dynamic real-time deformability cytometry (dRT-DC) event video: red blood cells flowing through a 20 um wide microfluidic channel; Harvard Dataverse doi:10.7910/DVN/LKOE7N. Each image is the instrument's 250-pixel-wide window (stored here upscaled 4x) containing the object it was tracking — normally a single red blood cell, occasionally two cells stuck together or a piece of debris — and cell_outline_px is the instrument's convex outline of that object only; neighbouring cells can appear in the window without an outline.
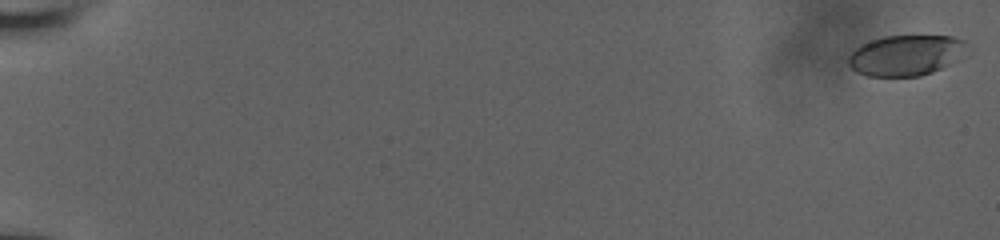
{"species": "human", "species_latin": "Homo sapiens", "temperature_condition": "room temperature", "stored_images_in_passage": 59, "camera_frame_rate_fps": 3000, "um_per_image_px": 0.085, "donor": {"sex": "male"}, "frame": {"image": 1, "passage_image": 2, "time_ms": 0.333, "image_size_px": [1000, 240], "cell_outline_px": [[964, 44], [960, 60], [932, 72], [920, 76], [868, 76], [856, 72], [848, 64], [848, 56], [860, 44], [884, 36], [952, 36], [964, 40]], "centroid_in_image_um": [76.96, 4.71], "position_along_channel_um": 8.0, "area_um2": 27.92}}
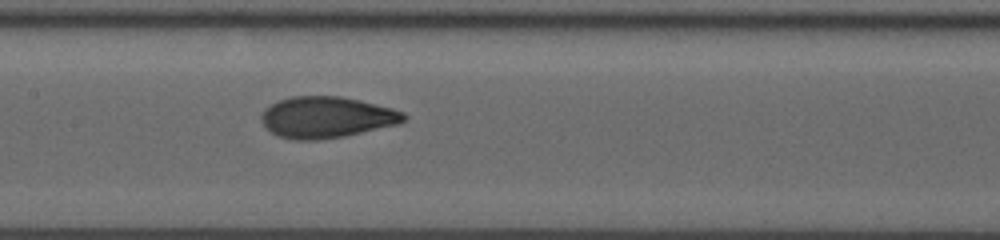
{"frame": {"image": 2, "passage_image": 33, "time_ms": 10.667, "image_size_px": [1000, 240], "cell_outline_px": [[408, 116], [400, 124], [344, 136], [320, 140], [296, 140], [276, 136], [260, 120], [260, 116], [264, 108], [280, 100], [292, 96], [340, 96], [360, 100], [392, 108], [404, 112]], "centroid_in_image_um": [27.77, 9.97], "position_along_channel_um": 179.6, "area_um2": 34.39}}
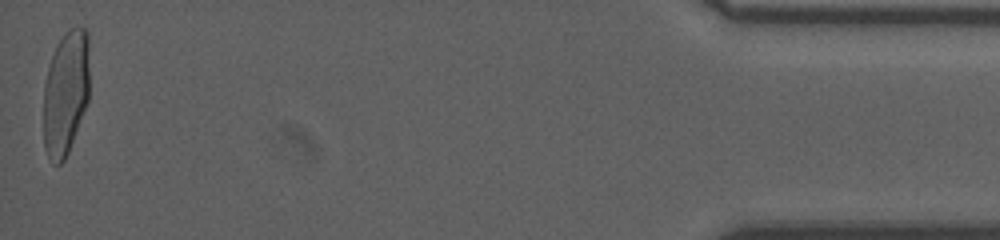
{"frame": {"image": 3, "passage_image": 59, "time_ms": 19.333, "image_size_px": [1000, 240], "cell_outline_px": [[88, 100], [68, 152], [64, 160], [60, 164], [52, 164], [44, 148], [44, 84], [48, 68], [56, 44], [72, 28], [84, 28], [88, 32]], "centroid_in_image_um": [5.57, 7.92], "position_along_channel_um": 429.6, "area_um2": 33.0}, "authors_computed_cell_mechanics": {"area_um2": 33.1772, "velocity_mm_per_s": 3.83, "shape_relaxation_time_tau1_ms": 6.744, "shape_relaxation_time_tau2_ms": 0.8179, "deformation_change_tau1": 0.2159, "deformation_change_tau2": 0.057}}